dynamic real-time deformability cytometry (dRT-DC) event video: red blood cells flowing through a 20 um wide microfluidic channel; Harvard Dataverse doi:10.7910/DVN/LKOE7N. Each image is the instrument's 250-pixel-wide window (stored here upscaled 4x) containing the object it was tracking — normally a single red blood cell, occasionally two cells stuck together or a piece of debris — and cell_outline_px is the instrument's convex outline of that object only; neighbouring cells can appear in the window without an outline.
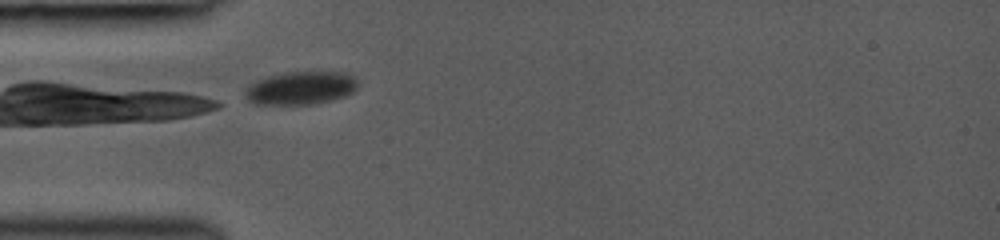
{"species": "common noctule bat (a hibernating species)", "species_latin": "Nyctalus noctula", "temperature_condition": "room temperature", "stored_images_in_passage": 1, "camera_frame_rate_fps": 3000, "um_per_image_px": 0.085, "animal": {"sex": "female", "body_mass_g": 19.0, "forearm_length_mm": 53.3}, "frame": {"image": 1, "passage_image": 1, "time_ms": 0.0, "image_size_px": [1000, 240], "cell_outline_px": [[356, 88], [352, 92], [344, 96], [332, 100], [312, 104], [252, 104], [244, 96], [244, 88], [256, 80], [268, 76], [284, 72], [344, 72], [356, 76]], "centroid_in_image_um": [25.52, 7.48], "position_along_channel_um": 59.5, "area_um2": 21.91}}